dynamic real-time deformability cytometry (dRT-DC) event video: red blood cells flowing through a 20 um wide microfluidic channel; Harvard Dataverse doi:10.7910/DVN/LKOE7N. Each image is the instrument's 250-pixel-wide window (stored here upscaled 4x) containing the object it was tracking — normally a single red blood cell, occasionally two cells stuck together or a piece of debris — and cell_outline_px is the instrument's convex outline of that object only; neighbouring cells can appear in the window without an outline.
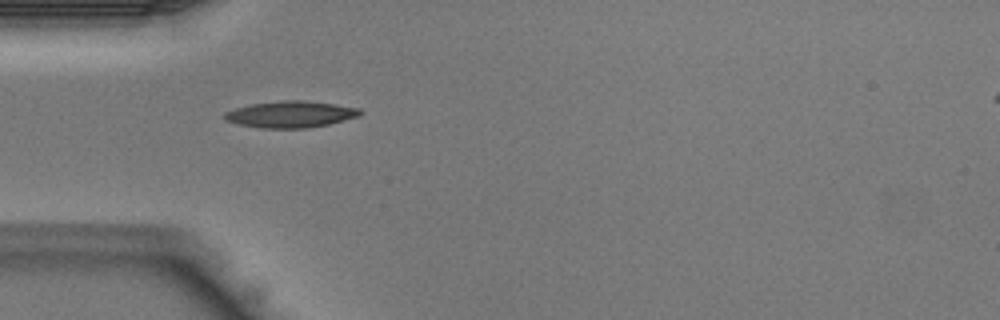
{"species": "Egyptian fruit bat (a non-hibernating species)", "species_latin": "Rousettus aegyptiacus", "temperature_condition": "warm", "stored_images_in_passage": 25, "camera_frame_rate_fps": 3000, "um_per_image_px": 0.085, "animal": {"sex": "male"}, "frame": {"image": 1, "passage_image": 1, "time_ms": 0.0, "image_size_px": [1000, 320], "cell_outline_px": [[364, 112], [360, 116], [328, 124], [308, 128], [260, 128], [240, 124], [224, 120], [224, 112], [236, 108], [252, 104], [280, 100], [304, 100], [336, 104], [360, 108]], "centroid_in_image_um": [24.74, 9.71], "position_along_channel_um": 60.3, "area_um2": 21.04}}
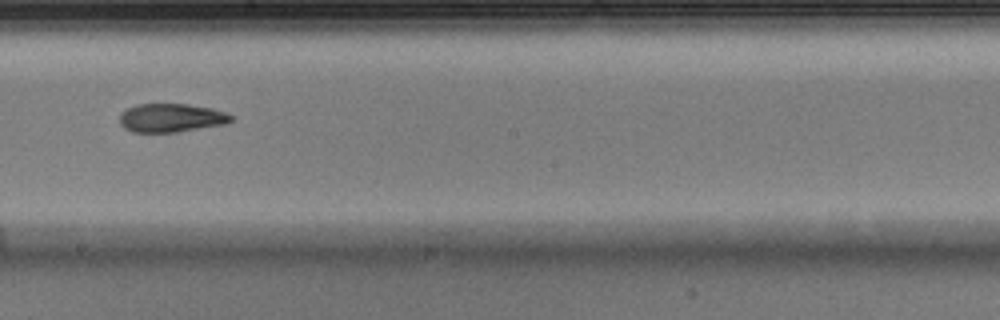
{"frame": {"image": 2, "passage_image": 12, "time_ms": 3.667, "image_size_px": [1000, 320], "cell_outline_px": [[232, 120], [224, 124], [176, 132], [132, 132], [124, 128], [120, 124], [120, 112], [124, 108], [136, 104], [188, 104], [212, 108], [224, 112], [232, 116]], "centroid_in_image_um": [14.49, 10.01], "position_along_channel_um": 233.7, "area_um2": 18.61}}
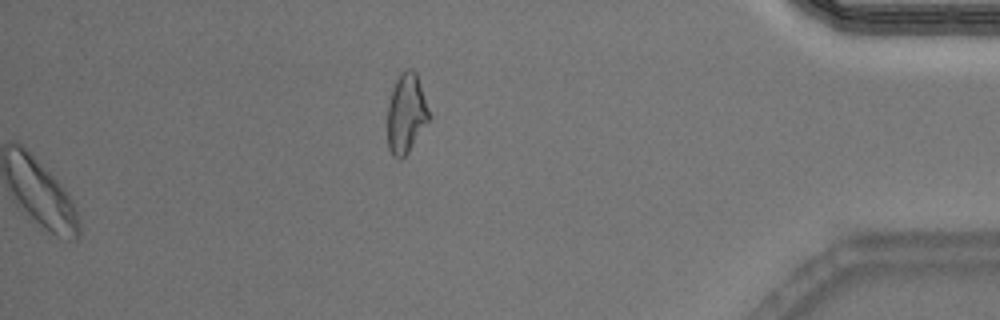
{"frame": {"image": 3, "passage_image": 25, "time_ms": 8.0, "image_size_px": [1000, 320], "cell_outline_px": [[428, 120], [408, 152], [400, 160], [392, 156], [388, 148], [388, 104], [392, 88], [400, 72], [404, 68], [412, 68], [416, 72], [428, 112]], "centroid_in_image_um": [34.48, 9.63], "position_along_channel_um": 400.7, "area_um2": 18.84}}